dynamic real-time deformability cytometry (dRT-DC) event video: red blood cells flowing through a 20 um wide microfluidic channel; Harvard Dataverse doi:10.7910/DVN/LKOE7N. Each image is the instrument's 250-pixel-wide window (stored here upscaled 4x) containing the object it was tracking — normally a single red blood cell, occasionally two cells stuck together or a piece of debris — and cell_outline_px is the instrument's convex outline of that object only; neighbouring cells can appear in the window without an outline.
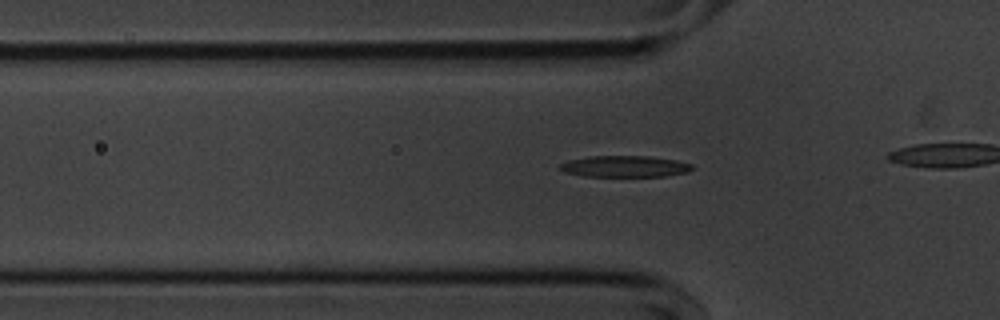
{"species": "common noctule bat (a hibernating species)", "species_latin": "Nyctalus noctula", "temperature_condition": "cold", "stored_images_in_passage": 43, "segment_of_instrument_passage": [1, 2], "camera_frame_rate_fps": 3000, "um_per_image_px": 0.085, "animal": {"sex": "male", "body_mass_g": 20.1, "forearm_length_mm": 53.5}, "frame": {"image": 1, "passage_image": 17, "time_ms": 5.333, "image_size_px": [1000, 320], "cell_outline_px": [[692, 168], [688, 172], [664, 176], [584, 176], [564, 172], [560, 168], [560, 164], [568, 160], [588, 156], [648, 156], [676, 160], [692, 164]], "centroid_in_image_um": [53.09, 14.14], "position_along_channel_um": 72.7, "area_um2": 16.36}}
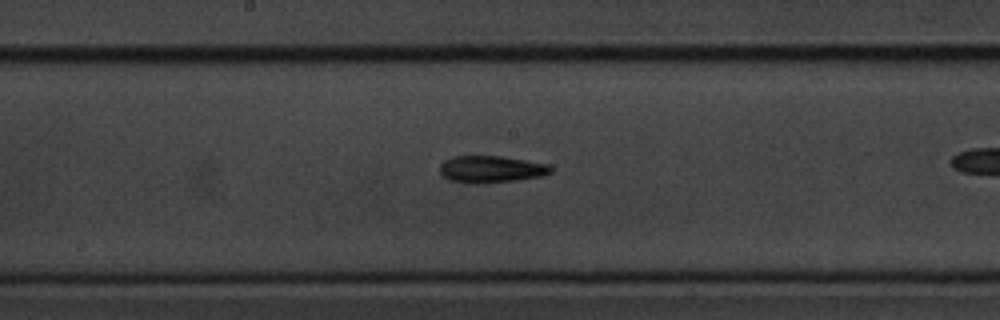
{"frame": {"image": 2, "passage_image": 28, "time_ms": 9.0, "image_size_px": [1000, 320], "cell_outline_px": [[552, 172], [540, 176], [516, 180], [476, 184], [448, 180], [440, 172], [440, 164], [444, 160], [452, 156], [500, 156], [548, 164], [552, 168]], "centroid_in_image_um": [41.71, 14.38], "position_along_channel_um": 206.5, "area_um2": 17.34}}
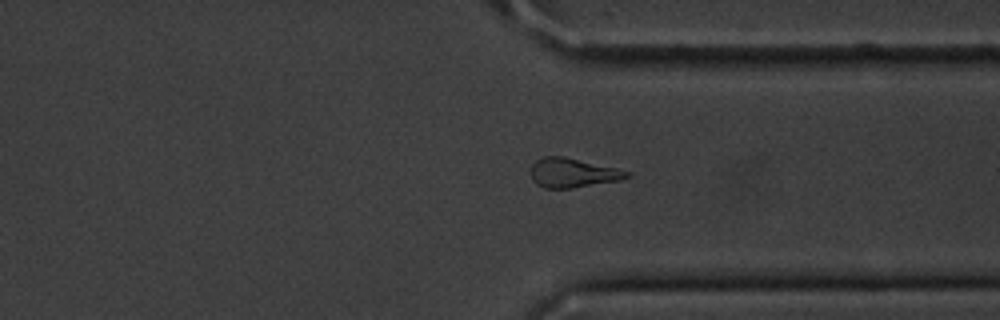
{"frame": {"image": 3, "passage_image": 41, "time_ms": 13.333, "image_size_px": [1000, 320], "cell_outline_px": [[632, 176], [620, 180], [572, 188], [544, 188], [536, 184], [532, 180], [532, 164], [536, 160], [544, 156], [564, 156], [616, 168], [632, 172]], "centroid_in_image_um": [48.7, 14.69], "position_along_channel_um": 362.7, "area_um2": 16.42}}